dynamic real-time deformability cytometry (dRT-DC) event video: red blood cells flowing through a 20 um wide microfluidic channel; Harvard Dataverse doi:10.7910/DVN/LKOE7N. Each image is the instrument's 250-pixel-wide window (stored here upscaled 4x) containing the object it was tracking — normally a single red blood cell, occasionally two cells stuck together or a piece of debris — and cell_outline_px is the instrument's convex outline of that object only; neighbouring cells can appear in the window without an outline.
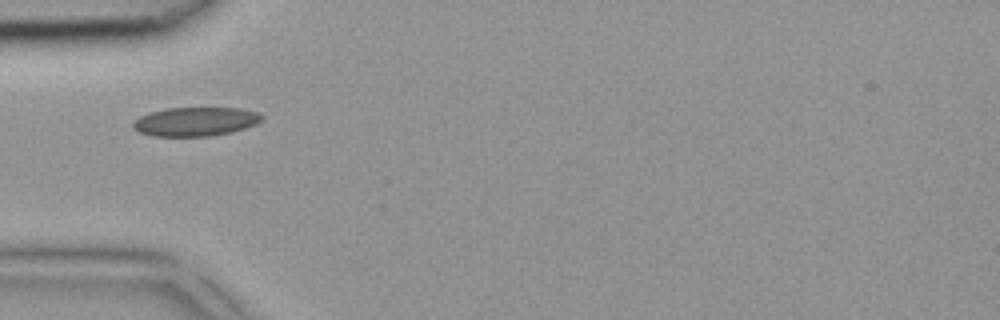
{"species": "common noctule bat (a hibernating species)", "species_latin": "Nyctalus noctula", "temperature_condition": "room temperature", "stored_images_in_passage": 1, "camera_frame_rate_fps": 3000, "um_per_image_px": 0.085, "animal": {"sex": "female", "body_mass_g": 18.4}, "frame": {"image": 1, "passage_image": 1, "time_ms": 0.0, "image_size_px": [1000, 320], "cell_outline_px": [[264, 120], [256, 124], [232, 132], [212, 136], [152, 136], [140, 132], [132, 128], [132, 120], [148, 112], [164, 108], [240, 108], [256, 112], [264, 116]], "centroid_in_image_um": [16.59, 10.33], "position_along_channel_um": 68.4, "area_um2": 21.96}}